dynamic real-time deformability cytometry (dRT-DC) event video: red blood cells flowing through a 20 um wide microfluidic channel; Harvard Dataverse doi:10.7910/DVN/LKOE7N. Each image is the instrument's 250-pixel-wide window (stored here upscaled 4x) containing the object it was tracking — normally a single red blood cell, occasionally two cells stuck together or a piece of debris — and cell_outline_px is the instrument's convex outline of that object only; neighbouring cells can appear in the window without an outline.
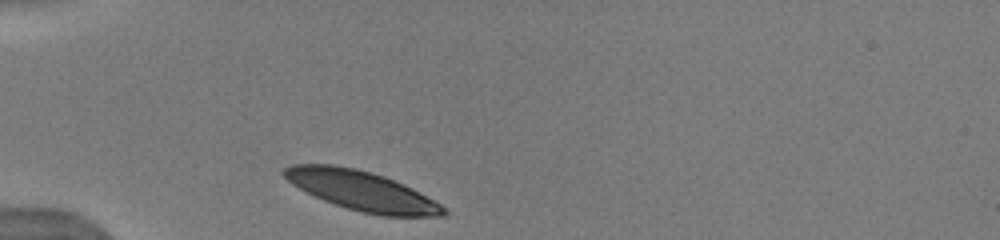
{"species": "human", "species_latin": "Homo sapiens", "temperature_condition": "warm", "stored_images_in_passage": 30, "camera_frame_rate_fps": 3000, "um_per_image_px": 0.085, "donor": {"sex": "male"}, "frame": {"image": 1, "passage_image": 1, "time_ms": 0.0, "image_size_px": [1000, 240], "cell_outline_px": [[448, 212], [444, 216], [384, 216], [360, 212], [324, 200], [292, 184], [280, 172], [284, 168], [292, 164], [332, 164], [352, 168], [384, 176], [404, 184], [412, 188], [448, 208]], "centroid_in_image_um": [30.77, 16.22], "position_along_channel_um": 54.2, "area_um2": 36.41}, "authors_computed_cell_mechanics": {"area_um2": 38.437, "velocity_mm_per_s": 3.8296, "shape_relaxation_time_tau1_ms": 1.7238, "shape_relaxation_time_tau2_ms": 8.2203, "deformation_change_tau1": 0.0706, "deformation_change_tau2": 0.2117}}